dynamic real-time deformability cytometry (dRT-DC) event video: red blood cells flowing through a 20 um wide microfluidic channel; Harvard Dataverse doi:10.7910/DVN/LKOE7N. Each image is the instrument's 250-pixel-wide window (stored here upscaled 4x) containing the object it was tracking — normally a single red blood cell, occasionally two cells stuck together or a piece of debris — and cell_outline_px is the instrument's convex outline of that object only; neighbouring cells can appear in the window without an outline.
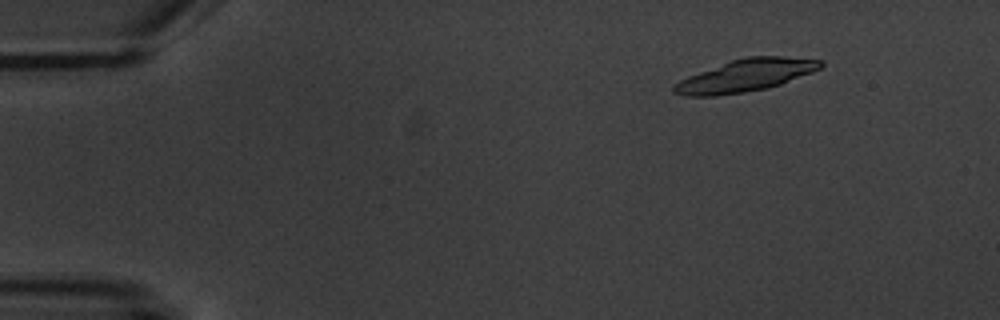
{"species": "common noctule bat (a hibernating species)", "species_latin": "Nyctalus noctula", "temperature_condition": "warm", "stored_images_in_passage": 6, "camera_frame_rate_fps": 3000, "um_per_image_px": 0.085, "animal": {"sex": "male", "body_mass_g": 20.1, "forearm_length_mm": 53.5}, "frame": {"image": 1, "passage_image": 1, "time_ms": 0.0, "image_size_px": [1000, 320], "cell_outline_px": [[824, 64], [820, 68], [812, 72], [780, 84], [768, 88], [744, 92], [716, 96], [684, 96], [672, 92], [672, 84], [688, 76], [732, 60], [744, 56], [780, 56], [824, 60]], "centroid_in_image_um": [63.36, 6.42], "position_along_channel_um": 21.6, "area_um2": 27.51}}